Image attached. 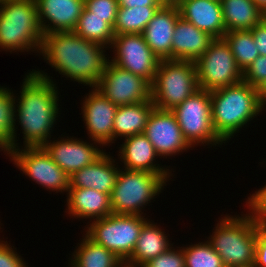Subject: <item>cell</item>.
Returning a JSON list of instances; mask_svg holds the SVG:
<instances>
[{
  "label": "cell",
  "instance_id": "obj_1",
  "mask_svg": "<svg viewBox=\"0 0 266 267\" xmlns=\"http://www.w3.org/2000/svg\"><path fill=\"white\" fill-rule=\"evenodd\" d=\"M52 78L42 70H32L25 74L19 97L15 95L14 122L21 125L24 147L43 146L53 136L60 107L58 86Z\"/></svg>",
  "mask_w": 266,
  "mask_h": 267
},
{
  "label": "cell",
  "instance_id": "obj_2",
  "mask_svg": "<svg viewBox=\"0 0 266 267\" xmlns=\"http://www.w3.org/2000/svg\"><path fill=\"white\" fill-rule=\"evenodd\" d=\"M106 49L73 31L52 32L43 35L39 55L61 76L92 88L99 83L109 61Z\"/></svg>",
  "mask_w": 266,
  "mask_h": 267
},
{
  "label": "cell",
  "instance_id": "obj_3",
  "mask_svg": "<svg viewBox=\"0 0 266 267\" xmlns=\"http://www.w3.org/2000/svg\"><path fill=\"white\" fill-rule=\"evenodd\" d=\"M258 88L244 80L211 91L212 124L216 134L226 143L264 109Z\"/></svg>",
  "mask_w": 266,
  "mask_h": 267
},
{
  "label": "cell",
  "instance_id": "obj_4",
  "mask_svg": "<svg viewBox=\"0 0 266 267\" xmlns=\"http://www.w3.org/2000/svg\"><path fill=\"white\" fill-rule=\"evenodd\" d=\"M42 38L36 0L0 1L1 50L39 53Z\"/></svg>",
  "mask_w": 266,
  "mask_h": 267
},
{
  "label": "cell",
  "instance_id": "obj_5",
  "mask_svg": "<svg viewBox=\"0 0 266 267\" xmlns=\"http://www.w3.org/2000/svg\"><path fill=\"white\" fill-rule=\"evenodd\" d=\"M217 221L207 241L226 267L247 266L255 262L256 220L249 214L224 215Z\"/></svg>",
  "mask_w": 266,
  "mask_h": 267
},
{
  "label": "cell",
  "instance_id": "obj_6",
  "mask_svg": "<svg viewBox=\"0 0 266 267\" xmlns=\"http://www.w3.org/2000/svg\"><path fill=\"white\" fill-rule=\"evenodd\" d=\"M172 175V173H153L121 168L110 194L112 213L145 215L142 212L144 208L162 193Z\"/></svg>",
  "mask_w": 266,
  "mask_h": 267
},
{
  "label": "cell",
  "instance_id": "obj_7",
  "mask_svg": "<svg viewBox=\"0 0 266 267\" xmlns=\"http://www.w3.org/2000/svg\"><path fill=\"white\" fill-rule=\"evenodd\" d=\"M198 89L195 62L160 60L151 84V99L155 108L173 110Z\"/></svg>",
  "mask_w": 266,
  "mask_h": 267
},
{
  "label": "cell",
  "instance_id": "obj_8",
  "mask_svg": "<svg viewBox=\"0 0 266 267\" xmlns=\"http://www.w3.org/2000/svg\"><path fill=\"white\" fill-rule=\"evenodd\" d=\"M141 215L110 214L93 220L85 234L95 243L113 252L123 263L132 255L143 225L148 218Z\"/></svg>",
  "mask_w": 266,
  "mask_h": 267
},
{
  "label": "cell",
  "instance_id": "obj_9",
  "mask_svg": "<svg viewBox=\"0 0 266 267\" xmlns=\"http://www.w3.org/2000/svg\"><path fill=\"white\" fill-rule=\"evenodd\" d=\"M171 111L176 116L184 139L192 148L199 144L211 147L225 144L212 124L211 92L198 89Z\"/></svg>",
  "mask_w": 266,
  "mask_h": 267
},
{
  "label": "cell",
  "instance_id": "obj_10",
  "mask_svg": "<svg viewBox=\"0 0 266 267\" xmlns=\"http://www.w3.org/2000/svg\"><path fill=\"white\" fill-rule=\"evenodd\" d=\"M195 64L200 89L211 92L243 80V72L223 38L214 39Z\"/></svg>",
  "mask_w": 266,
  "mask_h": 267
},
{
  "label": "cell",
  "instance_id": "obj_11",
  "mask_svg": "<svg viewBox=\"0 0 266 267\" xmlns=\"http://www.w3.org/2000/svg\"><path fill=\"white\" fill-rule=\"evenodd\" d=\"M9 157L23 174L46 190L68 193L69 176L42 146L19 147L10 151Z\"/></svg>",
  "mask_w": 266,
  "mask_h": 267
},
{
  "label": "cell",
  "instance_id": "obj_12",
  "mask_svg": "<svg viewBox=\"0 0 266 267\" xmlns=\"http://www.w3.org/2000/svg\"><path fill=\"white\" fill-rule=\"evenodd\" d=\"M110 48L114 54L109 60L111 63L152 84L160 60L147 45L142 34L115 35Z\"/></svg>",
  "mask_w": 266,
  "mask_h": 267
},
{
  "label": "cell",
  "instance_id": "obj_13",
  "mask_svg": "<svg viewBox=\"0 0 266 267\" xmlns=\"http://www.w3.org/2000/svg\"><path fill=\"white\" fill-rule=\"evenodd\" d=\"M95 88L117 106L151 100V84L146 79L121 69L110 61Z\"/></svg>",
  "mask_w": 266,
  "mask_h": 267
},
{
  "label": "cell",
  "instance_id": "obj_14",
  "mask_svg": "<svg viewBox=\"0 0 266 267\" xmlns=\"http://www.w3.org/2000/svg\"><path fill=\"white\" fill-rule=\"evenodd\" d=\"M143 133L160 158L172 157L192 148L184 139L176 116L171 110L154 108Z\"/></svg>",
  "mask_w": 266,
  "mask_h": 267
},
{
  "label": "cell",
  "instance_id": "obj_15",
  "mask_svg": "<svg viewBox=\"0 0 266 267\" xmlns=\"http://www.w3.org/2000/svg\"><path fill=\"white\" fill-rule=\"evenodd\" d=\"M59 138L55 141L50 139L42 147L68 176L94 163L105 153L103 149L98 148L97 145H103L97 141L91 140L90 143L73 136Z\"/></svg>",
  "mask_w": 266,
  "mask_h": 267
},
{
  "label": "cell",
  "instance_id": "obj_16",
  "mask_svg": "<svg viewBox=\"0 0 266 267\" xmlns=\"http://www.w3.org/2000/svg\"><path fill=\"white\" fill-rule=\"evenodd\" d=\"M118 106L107 99L99 90L92 87L82 101V118L86 126L87 135L93 141L104 147L114 143V117Z\"/></svg>",
  "mask_w": 266,
  "mask_h": 267
},
{
  "label": "cell",
  "instance_id": "obj_17",
  "mask_svg": "<svg viewBox=\"0 0 266 267\" xmlns=\"http://www.w3.org/2000/svg\"><path fill=\"white\" fill-rule=\"evenodd\" d=\"M36 4L43 35L73 31L84 9V0H36Z\"/></svg>",
  "mask_w": 266,
  "mask_h": 267
},
{
  "label": "cell",
  "instance_id": "obj_18",
  "mask_svg": "<svg viewBox=\"0 0 266 267\" xmlns=\"http://www.w3.org/2000/svg\"><path fill=\"white\" fill-rule=\"evenodd\" d=\"M180 17L177 5H162L142 33L159 60H172V36Z\"/></svg>",
  "mask_w": 266,
  "mask_h": 267
},
{
  "label": "cell",
  "instance_id": "obj_19",
  "mask_svg": "<svg viewBox=\"0 0 266 267\" xmlns=\"http://www.w3.org/2000/svg\"><path fill=\"white\" fill-rule=\"evenodd\" d=\"M180 16L214 39L226 33L221 3L218 0H182L178 5Z\"/></svg>",
  "mask_w": 266,
  "mask_h": 267
},
{
  "label": "cell",
  "instance_id": "obj_20",
  "mask_svg": "<svg viewBox=\"0 0 266 267\" xmlns=\"http://www.w3.org/2000/svg\"><path fill=\"white\" fill-rule=\"evenodd\" d=\"M112 158L105 152L94 163L74 172L69 176V187L92 188L110 195L120 171Z\"/></svg>",
  "mask_w": 266,
  "mask_h": 267
},
{
  "label": "cell",
  "instance_id": "obj_21",
  "mask_svg": "<svg viewBox=\"0 0 266 267\" xmlns=\"http://www.w3.org/2000/svg\"><path fill=\"white\" fill-rule=\"evenodd\" d=\"M118 156L127 170L147 171L153 173H172L168 167L155 164L159 157L144 133L124 138L120 144Z\"/></svg>",
  "mask_w": 266,
  "mask_h": 267
},
{
  "label": "cell",
  "instance_id": "obj_22",
  "mask_svg": "<svg viewBox=\"0 0 266 267\" xmlns=\"http://www.w3.org/2000/svg\"><path fill=\"white\" fill-rule=\"evenodd\" d=\"M67 214L72 218L96 219L112 214L110 195L92 188L69 187L66 200Z\"/></svg>",
  "mask_w": 266,
  "mask_h": 267
},
{
  "label": "cell",
  "instance_id": "obj_23",
  "mask_svg": "<svg viewBox=\"0 0 266 267\" xmlns=\"http://www.w3.org/2000/svg\"><path fill=\"white\" fill-rule=\"evenodd\" d=\"M213 40L208 33L180 17L172 36V60L196 62Z\"/></svg>",
  "mask_w": 266,
  "mask_h": 267
},
{
  "label": "cell",
  "instance_id": "obj_24",
  "mask_svg": "<svg viewBox=\"0 0 266 267\" xmlns=\"http://www.w3.org/2000/svg\"><path fill=\"white\" fill-rule=\"evenodd\" d=\"M163 230L149 219L143 225L133 253L124 263V267H141L172 247L173 244Z\"/></svg>",
  "mask_w": 266,
  "mask_h": 267
},
{
  "label": "cell",
  "instance_id": "obj_25",
  "mask_svg": "<svg viewBox=\"0 0 266 267\" xmlns=\"http://www.w3.org/2000/svg\"><path fill=\"white\" fill-rule=\"evenodd\" d=\"M154 108L152 99L132 105L118 106L113 125L114 141L119 137L122 139V137L142 134Z\"/></svg>",
  "mask_w": 266,
  "mask_h": 267
},
{
  "label": "cell",
  "instance_id": "obj_26",
  "mask_svg": "<svg viewBox=\"0 0 266 267\" xmlns=\"http://www.w3.org/2000/svg\"><path fill=\"white\" fill-rule=\"evenodd\" d=\"M220 3L226 32L251 30L265 18L253 0H220Z\"/></svg>",
  "mask_w": 266,
  "mask_h": 267
},
{
  "label": "cell",
  "instance_id": "obj_27",
  "mask_svg": "<svg viewBox=\"0 0 266 267\" xmlns=\"http://www.w3.org/2000/svg\"><path fill=\"white\" fill-rule=\"evenodd\" d=\"M69 261L71 267H124V263L111 251L95 243L85 233Z\"/></svg>",
  "mask_w": 266,
  "mask_h": 267
},
{
  "label": "cell",
  "instance_id": "obj_28",
  "mask_svg": "<svg viewBox=\"0 0 266 267\" xmlns=\"http://www.w3.org/2000/svg\"><path fill=\"white\" fill-rule=\"evenodd\" d=\"M161 6L125 8L118 6L114 35L142 34L149 21Z\"/></svg>",
  "mask_w": 266,
  "mask_h": 267
},
{
  "label": "cell",
  "instance_id": "obj_29",
  "mask_svg": "<svg viewBox=\"0 0 266 267\" xmlns=\"http://www.w3.org/2000/svg\"><path fill=\"white\" fill-rule=\"evenodd\" d=\"M80 37L108 48L115 37L113 28L107 23V17L90 15L85 8L73 30Z\"/></svg>",
  "mask_w": 266,
  "mask_h": 267
},
{
  "label": "cell",
  "instance_id": "obj_30",
  "mask_svg": "<svg viewBox=\"0 0 266 267\" xmlns=\"http://www.w3.org/2000/svg\"><path fill=\"white\" fill-rule=\"evenodd\" d=\"M223 39L229 45L238 67L244 72L260 55L251 30L226 32Z\"/></svg>",
  "mask_w": 266,
  "mask_h": 267
},
{
  "label": "cell",
  "instance_id": "obj_31",
  "mask_svg": "<svg viewBox=\"0 0 266 267\" xmlns=\"http://www.w3.org/2000/svg\"><path fill=\"white\" fill-rule=\"evenodd\" d=\"M6 87L0 85V142L10 151L19 148L14 120L15 95Z\"/></svg>",
  "mask_w": 266,
  "mask_h": 267
},
{
  "label": "cell",
  "instance_id": "obj_32",
  "mask_svg": "<svg viewBox=\"0 0 266 267\" xmlns=\"http://www.w3.org/2000/svg\"><path fill=\"white\" fill-rule=\"evenodd\" d=\"M185 267H226L208 241L182 247Z\"/></svg>",
  "mask_w": 266,
  "mask_h": 267
},
{
  "label": "cell",
  "instance_id": "obj_33",
  "mask_svg": "<svg viewBox=\"0 0 266 267\" xmlns=\"http://www.w3.org/2000/svg\"><path fill=\"white\" fill-rule=\"evenodd\" d=\"M84 8L90 11V15L107 17V23L113 28L118 10L117 0H84Z\"/></svg>",
  "mask_w": 266,
  "mask_h": 267
},
{
  "label": "cell",
  "instance_id": "obj_34",
  "mask_svg": "<svg viewBox=\"0 0 266 267\" xmlns=\"http://www.w3.org/2000/svg\"><path fill=\"white\" fill-rule=\"evenodd\" d=\"M141 267H185L183 248L180 247V249L176 250L172 246L166 252L144 263Z\"/></svg>",
  "mask_w": 266,
  "mask_h": 267
},
{
  "label": "cell",
  "instance_id": "obj_35",
  "mask_svg": "<svg viewBox=\"0 0 266 267\" xmlns=\"http://www.w3.org/2000/svg\"><path fill=\"white\" fill-rule=\"evenodd\" d=\"M248 212L256 221L266 222V184L246 200Z\"/></svg>",
  "mask_w": 266,
  "mask_h": 267
},
{
  "label": "cell",
  "instance_id": "obj_36",
  "mask_svg": "<svg viewBox=\"0 0 266 267\" xmlns=\"http://www.w3.org/2000/svg\"><path fill=\"white\" fill-rule=\"evenodd\" d=\"M243 80L256 88L266 80V56L257 57L243 72Z\"/></svg>",
  "mask_w": 266,
  "mask_h": 267
},
{
  "label": "cell",
  "instance_id": "obj_37",
  "mask_svg": "<svg viewBox=\"0 0 266 267\" xmlns=\"http://www.w3.org/2000/svg\"><path fill=\"white\" fill-rule=\"evenodd\" d=\"M13 247V248H12ZM7 241L0 240V267H28L24 259Z\"/></svg>",
  "mask_w": 266,
  "mask_h": 267
},
{
  "label": "cell",
  "instance_id": "obj_38",
  "mask_svg": "<svg viewBox=\"0 0 266 267\" xmlns=\"http://www.w3.org/2000/svg\"><path fill=\"white\" fill-rule=\"evenodd\" d=\"M256 254L254 264L266 267V222L256 221Z\"/></svg>",
  "mask_w": 266,
  "mask_h": 267
},
{
  "label": "cell",
  "instance_id": "obj_39",
  "mask_svg": "<svg viewBox=\"0 0 266 267\" xmlns=\"http://www.w3.org/2000/svg\"><path fill=\"white\" fill-rule=\"evenodd\" d=\"M259 54L266 56V17L251 29Z\"/></svg>",
  "mask_w": 266,
  "mask_h": 267
},
{
  "label": "cell",
  "instance_id": "obj_40",
  "mask_svg": "<svg viewBox=\"0 0 266 267\" xmlns=\"http://www.w3.org/2000/svg\"><path fill=\"white\" fill-rule=\"evenodd\" d=\"M118 6L125 8L162 6L159 0H117Z\"/></svg>",
  "mask_w": 266,
  "mask_h": 267
},
{
  "label": "cell",
  "instance_id": "obj_41",
  "mask_svg": "<svg viewBox=\"0 0 266 267\" xmlns=\"http://www.w3.org/2000/svg\"><path fill=\"white\" fill-rule=\"evenodd\" d=\"M258 94L261 102L266 106V80L258 87Z\"/></svg>",
  "mask_w": 266,
  "mask_h": 267
},
{
  "label": "cell",
  "instance_id": "obj_42",
  "mask_svg": "<svg viewBox=\"0 0 266 267\" xmlns=\"http://www.w3.org/2000/svg\"><path fill=\"white\" fill-rule=\"evenodd\" d=\"M258 8L266 15V0H253Z\"/></svg>",
  "mask_w": 266,
  "mask_h": 267
},
{
  "label": "cell",
  "instance_id": "obj_43",
  "mask_svg": "<svg viewBox=\"0 0 266 267\" xmlns=\"http://www.w3.org/2000/svg\"><path fill=\"white\" fill-rule=\"evenodd\" d=\"M182 0H162V5H178Z\"/></svg>",
  "mask_w": 266,
  "mask_h": 267
},
{
  "label": "cell",
  "instance_id": "obj_44",
  "mask_svg": "<svg viewBox=\"0 0 266 267\" xmlns=\"http://www.w3.org/2000/svg\"><path fill=\"white\" fill-rule=\"evenodd\" d=\"M0 149V151H4L3 153L7 154L6 156H10V150L2 142H0Z\"/></svg>",
  "mask_w": 266,
  "mask_h": 267
},
{
  "label": "cell",
  "instance_id": "obj_45",
  "mask_svg": "<svg viewBox=\"0 0 266 267\" xmlns=\"http://www.w3.org/2000/svg\"><path fill=\"white\" fill-rule=\"evenodd\" d=\"M236 267H257L254 263L251 265H247V266H236Z\"/></svg>",
  "mask_w": 266,
  "mask_h": 267
}]
</instances>
